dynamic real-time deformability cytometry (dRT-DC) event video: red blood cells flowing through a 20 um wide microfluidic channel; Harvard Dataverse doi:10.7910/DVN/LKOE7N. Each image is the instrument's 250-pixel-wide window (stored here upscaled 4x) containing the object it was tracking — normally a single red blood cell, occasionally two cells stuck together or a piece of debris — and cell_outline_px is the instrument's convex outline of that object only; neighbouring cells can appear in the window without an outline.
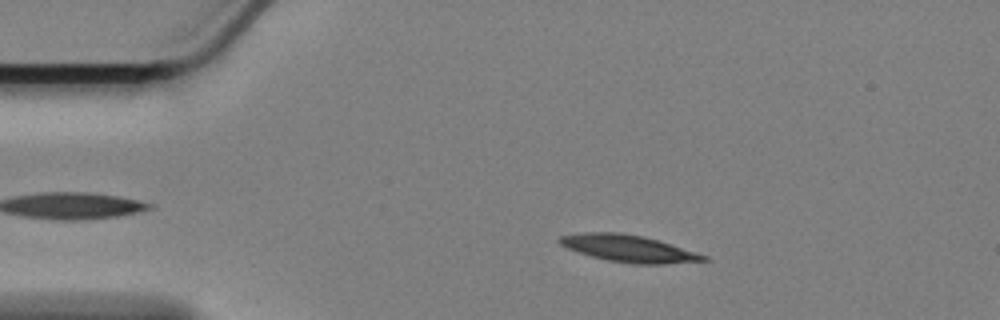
{"species": "Egyptian fruit bat (a non-hibernating species)", "species_latin": "Rousettus aegyptiacus", "temperature_condition": "cold", "stored_images_in_passage": 51, "camera_frame_rate_fps": 3000, "um_per_image_px": 0.085, "animal": {"sex": "female"}, "frame": {"image": 1, "passage_image": 11, "time_ms": 3.333, "image_size_px": [1000, 320], "cell_outline_px": [[712, 260], [660, 264], [632, 264], [608, 260], [592, 256], [568, 248], [560, 244], [556, 240], [560, 236], [588, 232], [620, 232], [640, 236], [656, 240], [696, 252], [708, 256]], "centroid_in_image_um": [53.44, 21.13], "position_along_channel_um": 31.6, "area_um2": 22.25}}
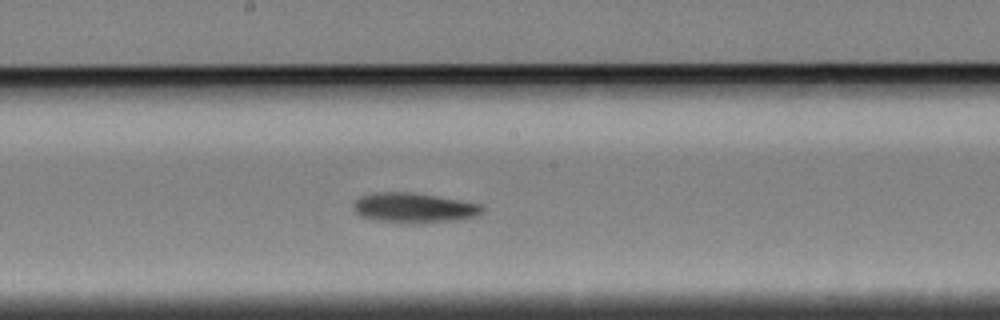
{"frame": {"image": 2, "passage_image": 31, "time_ms": 10.0, "image_size_px": [1000, 320], "cell_outline_px": [[484, 212], [476, 216], [464, 220], [424, 224], [408, 224], [380, 220], [360, 216], [352, 208], [352, 204], [360, 196], [376, 192], [412, 192], [484, 204]], "centroid_in_image_um": [35.25, 17.68], "position_along_channel_um": 212.9, "area_um2": 23.06}}
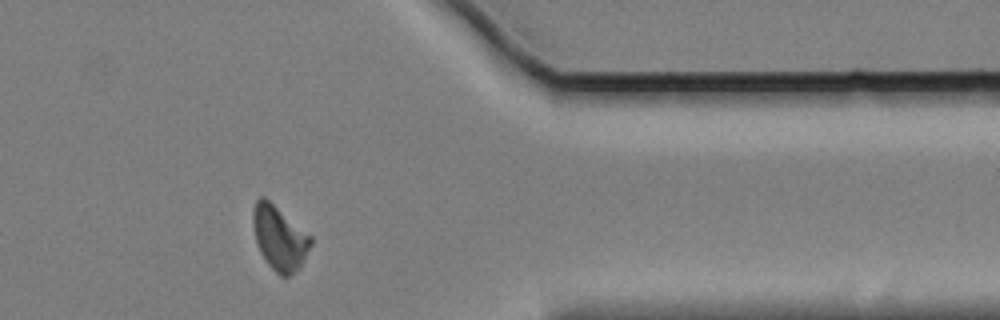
{"frame": {"image": 3, "passage_image": 48, "time_ms": 15.667, "image_size_px": [1000, 320], "cell_outline_px": [[312, 244], [300, 268], [288, 276], [280, 276], [268, 264], [260, 252], [256, 240], [252, 220], [252, 208], [256, 200], [260, 196], [264, 196], [312, 236]], "centroid_in_image_um": [23.75, 20.21], "position_along_channel_um": 387.6, "area_um2": 21.62}, "authors_computed_cell_mechanics": {"area_um2": 21.964, "velocity_mm_per_s": 3.3873, "shape_relaxation_time_tau1_ms": 4.8584, "shape_relaxation_time_tau2_ms": null, "deformation_change_tau1": 0.1181, "deformation_change_tau2": null}}